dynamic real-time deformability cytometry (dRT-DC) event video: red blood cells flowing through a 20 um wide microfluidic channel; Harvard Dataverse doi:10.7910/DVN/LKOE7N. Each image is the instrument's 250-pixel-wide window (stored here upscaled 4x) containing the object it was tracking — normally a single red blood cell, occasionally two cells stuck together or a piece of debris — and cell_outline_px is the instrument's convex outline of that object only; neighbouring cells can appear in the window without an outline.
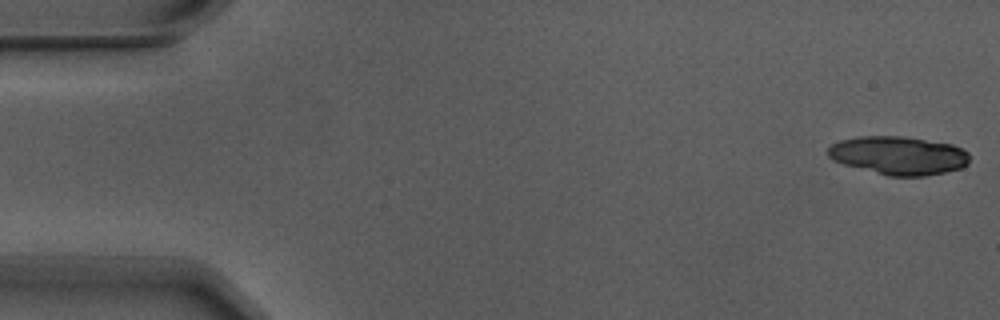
{"species": "Egyptian fruit bat (a non-hibernating species)", "species_latin": "Rousettus aegyptiacus", "temperature_condition": "warm", "stored_images_in_passage": 5, "camera_frame_rate_fps": 3000, "um_per_image_px": 0.085, "animal": {"sex": "male"}, "frame": {"image": 1, "passage_image": 1, "time_ms": 0.0, "image_size_px": [1000, 320], "cell_outline_px": [[968, 164], [960, 168], [944, 172], [924, 176], [888, 176], [844, 164], [832, 160], [828, 156], [828, 148], [832, 144], [840, 140], [860, 136], [900, 136], [952, 144], [964, 148], [968, 152]], "centroid_in_image_um": [76.38, 13.21], "position_along_channel_um": 8.6, "area_um2": 31.56}}
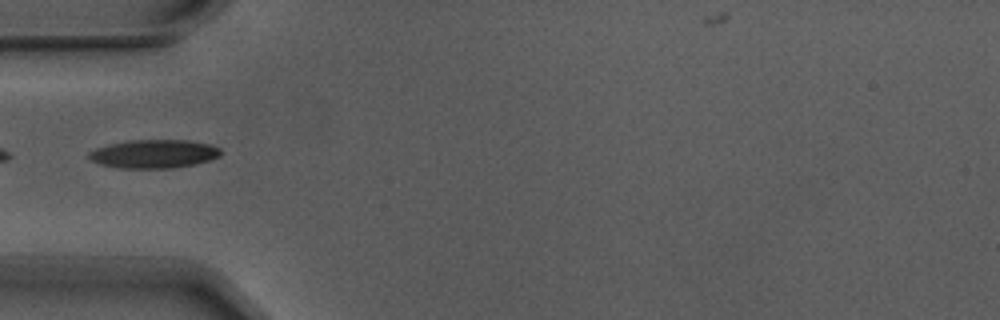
{"frame": {"image": 2, "passage_image": 5, "time_ms": 1.333, "image_size_px": [1000, 320], "cell_outline_px": [[220, 156], [196, 164], [172, 168], [120, 168], [100, 164], [92, 160], [88, 156], [88, 152], [96, 148], [112, 144], [132, 140], [188, 140], [208, 144], [220, 148]], "centroid_in_image_um": [13.09, 13.08], "position_along_channel_um": 71.9, "area_um2": 21.68}}